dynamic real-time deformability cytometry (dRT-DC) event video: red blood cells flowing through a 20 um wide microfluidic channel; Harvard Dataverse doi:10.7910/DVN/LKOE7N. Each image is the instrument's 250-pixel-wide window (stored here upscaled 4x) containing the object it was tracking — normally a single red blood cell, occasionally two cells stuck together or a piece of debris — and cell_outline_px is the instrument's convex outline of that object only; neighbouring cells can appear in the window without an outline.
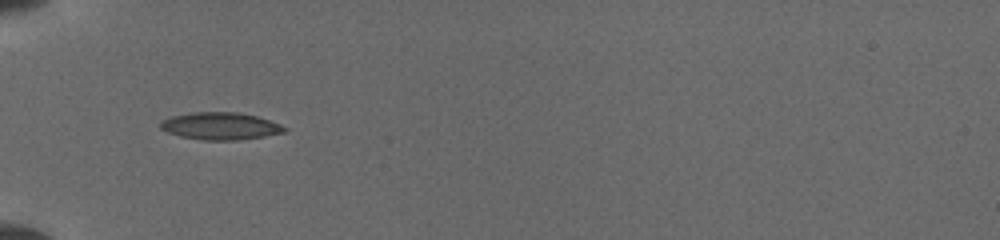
{"species": "common noctule bat (a hibernating species)", "species_latin": "Nyctalus noctula", "temperature_condition": "cold", "stored_images_in_passage": 49, "camera_frame_rate_fps": 3000, "um_per_image_px": 0.085, "animal": {"sex": "female", "body_mass_g": 19.5, "forearm_length_mm": 54.1}, "frame": {"image": 1, "passage_image": 1, "time_ms": 0.0, "image_size_px": [1000, 240], "cell_outline_px": [[288, 128], [284, 132], [264, 136], [236, 140], [204, 140], [180, 136], [168, 132], [160, 128], [160, 120], [172, 116], [188, 112], [240, 112], [256, 116], [280, 124]], "centroid_in_image_um": [18.7, 10.7], "position_along_channel_um": 66.3, "area_um2": 19.71}}
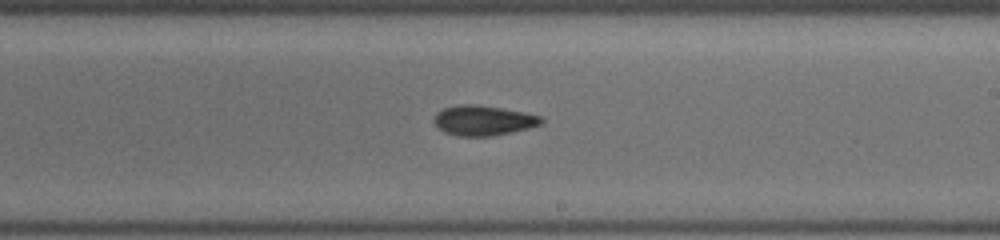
{"frame": {"image": 2, "passage_image": 19, "time_ms": 4.667, "image_size_px": [1000, 240], "cell_outline_px": [[544, 120], [540, 124], [528, 128], [492, 136], [456, 136], [444, 132], [432, 120], [436, 112], [444, 108], [460, 104], [476, 104], [524, 112], [540, 116]], "centroid_in_image_um": [41.04, 10.23], "position_along_channel_um": 248.0, "area_um2": 18.67}}
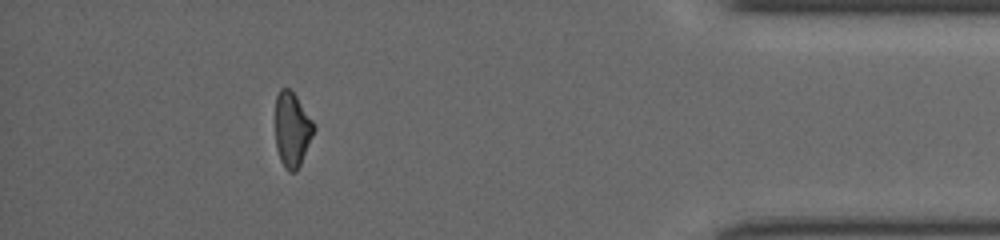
{"frame": {"image": 3, "passage_image": 40, "time_ms": 9.667, "image_size_px": [1000, 240], "cell_outline_px": [[316, 128], [300, 164], [296, 172], [288, 172], [284, 168], [280, 160], [276, 148], [276, 96], [280, 88], [288, 88], [296, 96], [312, 120]], "centroid_in_image_um": [24.82, 11.03], "position_along_channel_um": 410.4, "area_um2": 16.65}}